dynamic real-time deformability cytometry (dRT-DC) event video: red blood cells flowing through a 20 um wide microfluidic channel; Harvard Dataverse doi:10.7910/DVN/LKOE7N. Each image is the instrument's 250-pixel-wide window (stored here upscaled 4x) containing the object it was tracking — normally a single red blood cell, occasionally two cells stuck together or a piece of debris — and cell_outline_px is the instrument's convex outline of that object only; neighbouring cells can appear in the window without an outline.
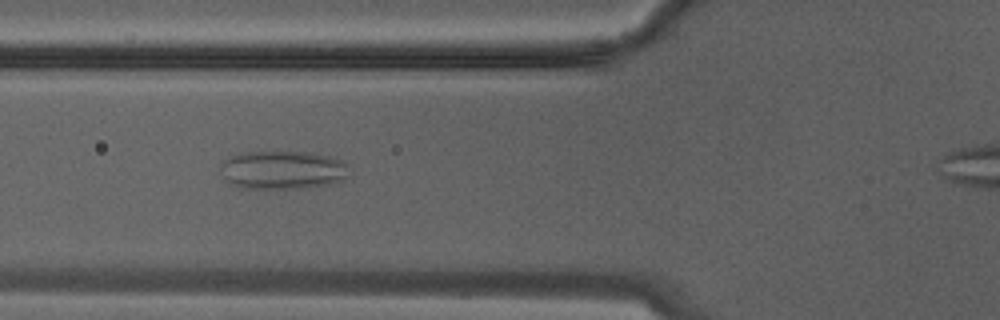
{"species": "Egyptian fruit bat (a non-hibernating species)", "species_latin": "Rousettus aegyptiacus", "temperature_condition": "warm", "stored_images_in_passage": 17, "camera_frame_rate_fps": 3000, "um_per_image_px": 0.085, "animal": {"sex": "male"}, "frame": {"image": 1, "passage_image": 8, "time_ms": 2.333, "image_size_px": [1000, 320], "cell_outline_px": [[352, 176], [344, 180], [328, 184], [300, 188], [244, 188], [232, 184], [224, 176], [220, 168], [224, 160], [232, 156], [244, 152], [308, 152], [328, 156], [340, 160], [348, 164]], "centroid_in_image_um": [24.1, 14.45], "position_along_channel_um": 101.7, "area_um2": 28.78}}